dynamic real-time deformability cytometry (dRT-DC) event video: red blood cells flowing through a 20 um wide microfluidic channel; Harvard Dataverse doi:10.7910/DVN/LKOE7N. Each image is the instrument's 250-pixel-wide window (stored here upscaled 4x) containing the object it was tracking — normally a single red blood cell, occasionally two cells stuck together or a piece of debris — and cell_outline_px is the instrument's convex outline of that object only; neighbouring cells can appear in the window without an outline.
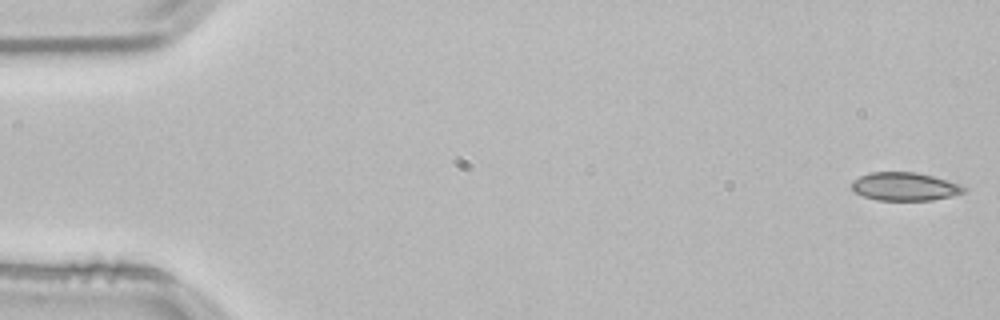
{"species": "common noctule bat (a hibernating species)", "species_latin": "Nyctalus noctula", "temperature_condition": "room temperature", "stored_images_in_passage": 53, "camera_frame_rate_fps": 3000, "um_per_image_px": 0.085, "animal": {"sex": "male", "body_mass_g": 21.5, "forearm_length_mm": 52.0}, "frame": {"image": 1, "passage_image": 1, "time_ms": 0.0, "image_size_px": [1000, 320], "cell_outline_px": [[968, 192], [952, 196], [932, 200], [876, 200], [864, 196], [856, 192], [852, 188], [852, 180], [860, 176], [872, 172], [916, 172], [932, 176], [960, 184], [968, 188]], "centroid_in_image_um": [76.95, 15.86], "position_along_channel_um": 8.1, "area_um2": 18.5}}
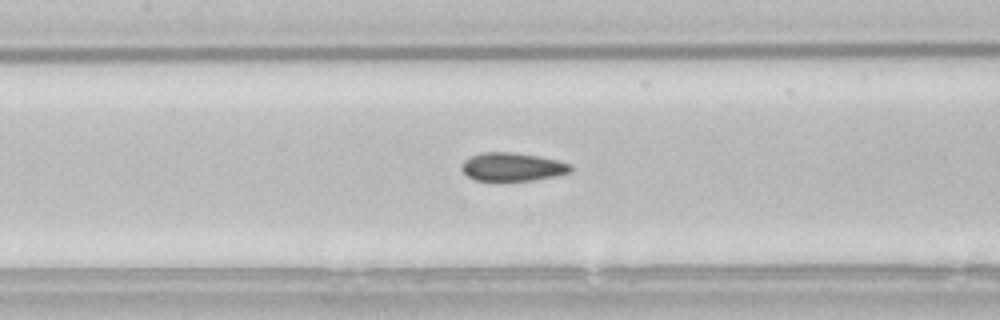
{"frame": {"image": 2, "passage_image": 24, "time_ms": 7.667, "image_size_px": [1000, 320], "cell_outline_px": [[572, 172], [556, 176], [532, 180], [500, 184], [476, 180], [468, 176], [460, 168], [460, 164], [464, 160], [480, 152], [512, 152], [536, 156], [556, 160], [572, 164]], "centroid_in_image_um": [43.51, 14.23], "position_along_channel_um": 163.9, "area_um2": 18.73}}
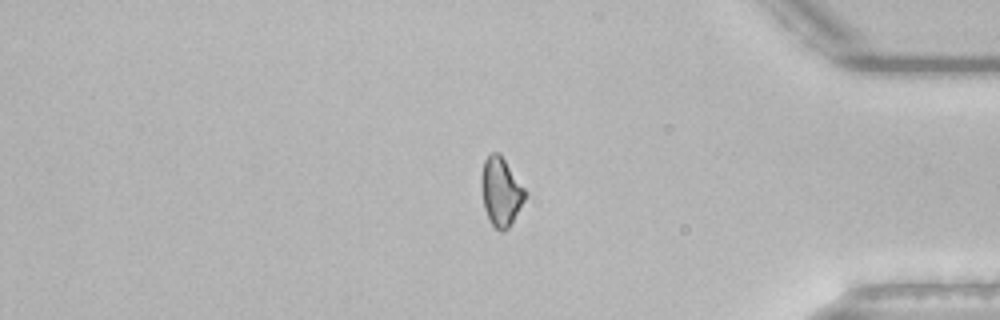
{"frame": {"image": 3, "passage_image": 44, "time_ms": 14.333, "image_size_px": [1000, 320], "cell_outline_px": [[528, 196], [508, 228], [504, 232], [500, 232], [488, 220], [484, 208], [480, 184], [480, 176], [484, 160], [492, 152], [500, 152], [528, 192]], "centroid_in_image_um": [42.58, 16.28], "position_along_channel_um": 392.6, "area_um2": 17.98}, "authors_computed_cell_mechanics": {"area_um2": 18.3226, "velocity_mm_per_s": 3.8346, "shape_relaxation_time_tau1_ms": null, "shape_relaxation_time_tau2_ms": 2.9314, "deformation_change_tau1": null, "deformation_change_tau2": 0.0754}}